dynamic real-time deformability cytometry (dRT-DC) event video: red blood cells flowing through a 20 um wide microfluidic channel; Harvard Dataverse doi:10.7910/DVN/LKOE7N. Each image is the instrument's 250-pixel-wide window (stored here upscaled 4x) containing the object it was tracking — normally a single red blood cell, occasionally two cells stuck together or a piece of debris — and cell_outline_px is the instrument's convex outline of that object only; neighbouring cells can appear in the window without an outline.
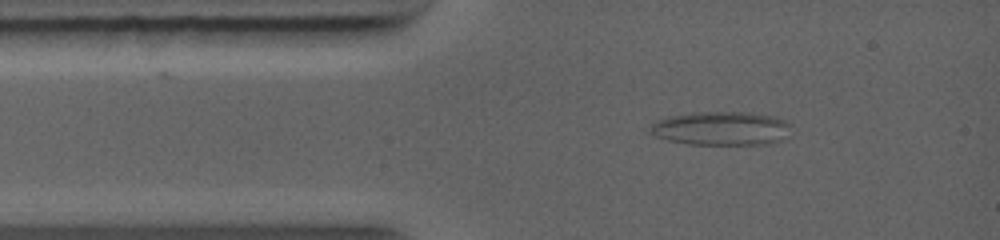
{"species": "common noctule bat (a hibernating species)", "species_latin": "Nyctalus noctula", "temperature_condition": "warm", "stored_images_in_passage": 20, "segment_of_instrument_passage": [1, 2], "camera_frame_rate_fps": 5000, "um_per_image_px": 0.085, "animal": {"sex": "female", "body_mass_g": 19.0, "forearm_length_mm": 56.7}, "frame": {"image": 1, "passage_image": 2, "time_ms": 0.6, "image_size_px": [1000, 240], "cell_outline_px": [[788, 136], [780, 140], [768, 144], [688, 144], [668, 140], [652, 136], [648, 132], [648, 124], [652, 120], [668, 116], [692, 112], [748, 112], [776, 116], [788, 120]], "centroid_in_image_um": [61.22, 10.9], "position_along_channel_um": 23.8, "area_um2": 28.32}}
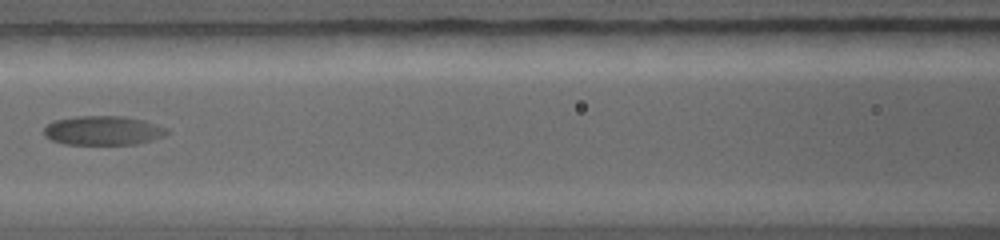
{"frame": {"image": 2, "passage_image": 7, "time_ms": 4.2, "image_size_px": [1000, 240], "cell_outline_px": [[168, 132], [164, 136], [152, 140], [136, 144], [64, 144], [52, 140], [44, 136], [44, 128], [48, 124], [56, 120], [76, 116], [124, 116], [144, 120], [168, 128]], "centroid_in_image_um": [8.78, 11.09], "position_along_channel_um": 157.8, "area_um2": 20.92}}
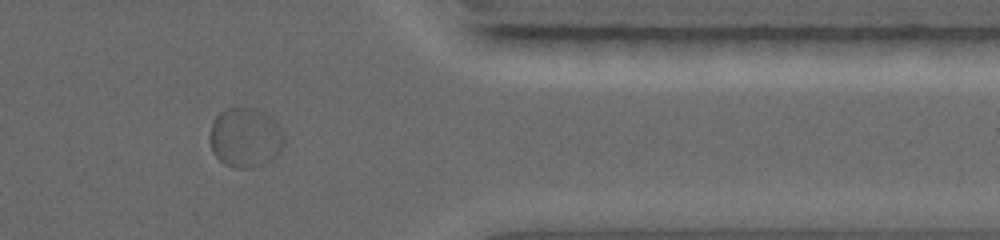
{"frame": {"image": 3, "passage_image": 15, "time_ms": 9.8, "image_size_px": [1000, 240], "cell_outline_px": [[284, 144], [280, 152], [276, 156], [264, 164], [248, 168], [236, 168], [224, 164], [212, 152], [208, 136], [212, 120], [220, 112], [228, 108], [256, 108], [272, 116], [280, 124], [284, 136]], "centroid_in_image_um": [20.86, 11.68], "position_along_channel_um": 390.5, "area_um2": 26.36}}